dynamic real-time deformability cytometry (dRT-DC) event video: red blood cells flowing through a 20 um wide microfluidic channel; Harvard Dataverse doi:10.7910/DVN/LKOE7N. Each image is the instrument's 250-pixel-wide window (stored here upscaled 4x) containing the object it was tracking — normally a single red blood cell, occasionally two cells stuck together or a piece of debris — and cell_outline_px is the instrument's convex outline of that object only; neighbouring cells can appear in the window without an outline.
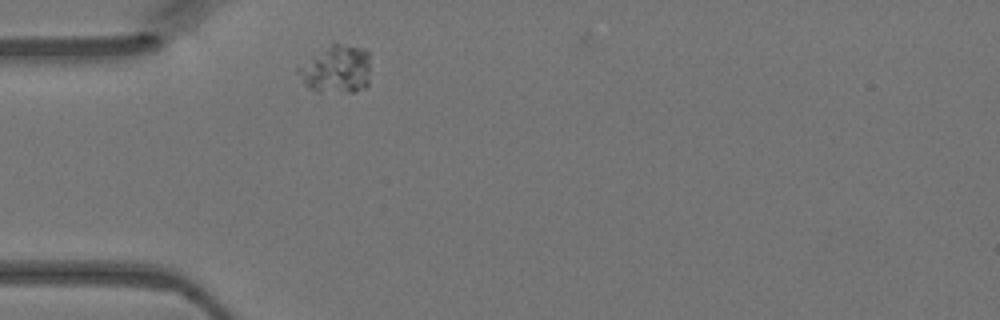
{"species": "Egyptian fruit bat (a non-hibernating species)", "species_latin": "Rousettus aegyptiacus", "temperature_condition": "warm", "stored_images_in_passage": 38, "camera_frame_rate_fps": 3000, "um_per_image_px": 0.085, "animal": {"sex": "female"}, "frame": {"image": 1, "passage_image": 2, "time_ms": 0.333, "image_size_px": [1000, 320], "cell_outline_px": [[368, 84], [364, 88], [356, 92], [316, 92], [308, 88], [304, 84], [296, 72], [296, 68], [332, 44], [336, 44], [364, 48], [368, 52]], "centroid_in_image_um": [28.58, 5.94], "position_along_channel_um": 56.4, "area_um2": 19.88}}
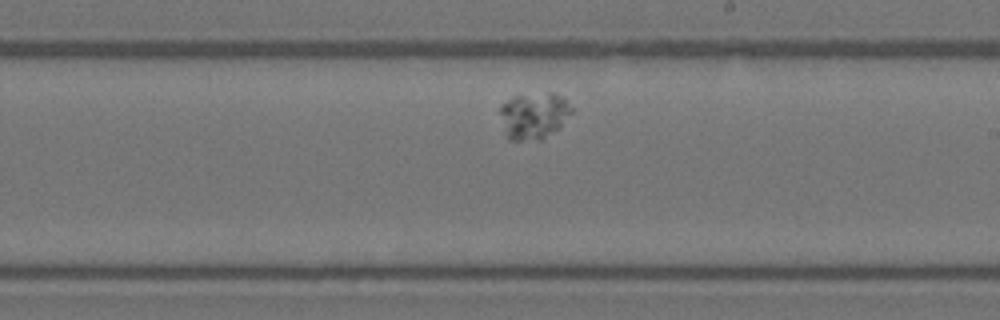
{"frame": {"image": 2, "passage_image": 17, "time_ms": 5.333, "image_size_px": [1000, 320], "cell_outline_px": [[572, 112], [560, 128], [540, 140], [508, 140], [500, 112], [500, 104], [512, 96], [548, 92], [556, 92], [564, 96], [572, 108]], "centroid_in_image_um": [45.41, 9.8], "position_along_channel_um": 243.6, "area_um2": 19.65}}
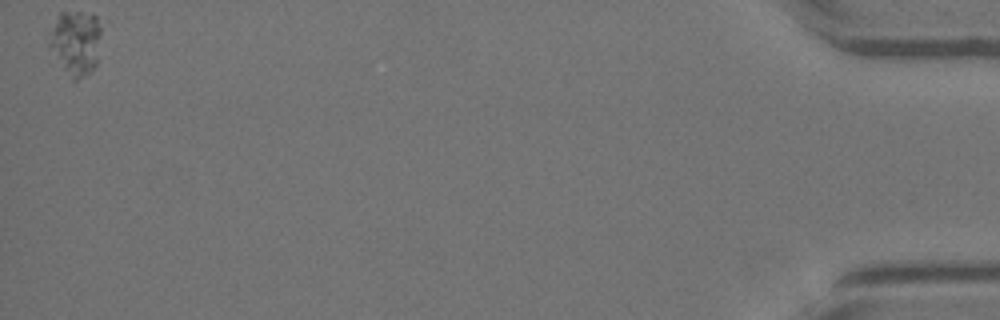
{"frame": {"image": 3, "passage_image": 38, "time_ms": 12.333, "image_size_px": [1000, 320], "cell_outline_px": [[100, 36], [96, 64], [88, 72], [76, 80], [72, 80], [48, 48], [48, 44], [56, 20], [60, 12], [80, 12], [96, 16], [100, 28]], "centroid_in_image_um": [6.42, 3.62], "position_along_channel_um": 428.8, "area_um2": 19.07}}